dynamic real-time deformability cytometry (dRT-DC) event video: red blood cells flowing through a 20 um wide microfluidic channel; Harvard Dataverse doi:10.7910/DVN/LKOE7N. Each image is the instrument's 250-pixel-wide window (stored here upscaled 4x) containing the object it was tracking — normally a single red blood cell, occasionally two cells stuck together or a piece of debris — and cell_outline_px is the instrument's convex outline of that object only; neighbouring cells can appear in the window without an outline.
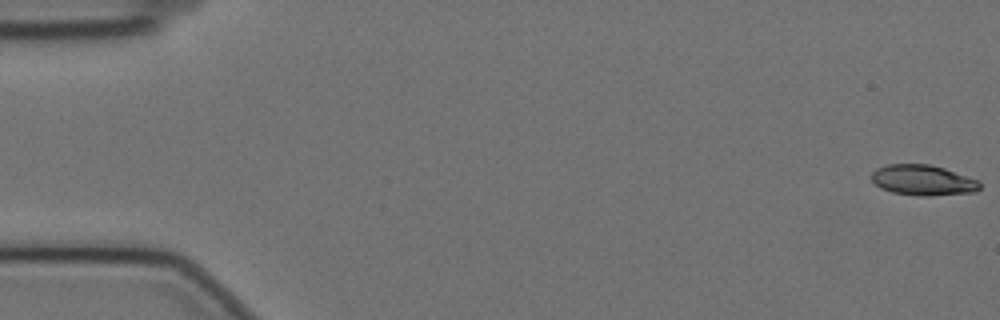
{"species": "Egyptian fruit bat (a non-hibernating species)", "species_latin": "Rousettus aegyptiacus", "temperature_condition": "cold", "stored_images_in_passage": 59, "camera_frame_rate_fps": 3000, "um_per_image_px": 0.085, "animal": {"sex": "female"}, "frame": {"image": 1, "passage_image": 1, "time_ms": 0.0, "image_size_px": [1000, 320], "cell_outline_px": [[980, 188], [976, 192], [932, 196], [920, 196], [892, 192], [880, 188], [872, 180], [872, 172], [876, 168], [888, 164], [928, 164], [944, 168], [976, 180], [980, 184]], "centroid_in_image_um": [78.42, 15.32], "position_along_channel_um": 6.6, "area_um2": 19.13}}
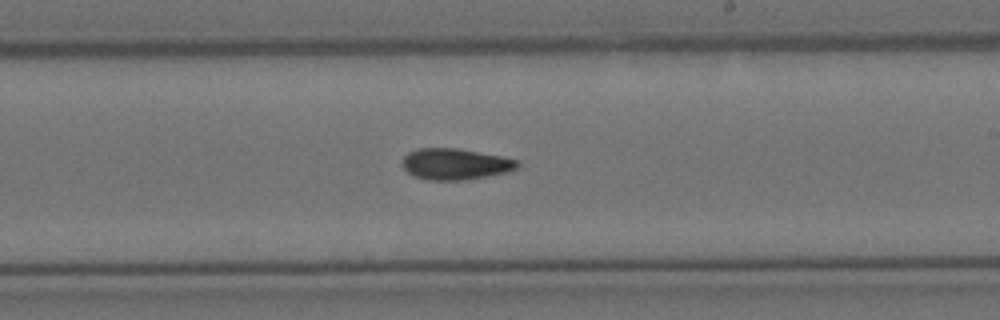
{"frame": {"image": 2, "passage_image": 34, "time_ms": 11.0, "image_size_px": [1000, 320], "cell_outline_px": [[520, 164], [516, 168], [508, 172], [488, 176], [464, 180], [428, 180], [416, 176], [408, 172], [400, 164], [404, 156], [408, 152], [416, 148], [456, 148], [500, 156], [520, 160]], "centroid_in_image_um": [38.69, 13.94], "position_along_channel_um": 250.3, "area_um2": 20.98}}
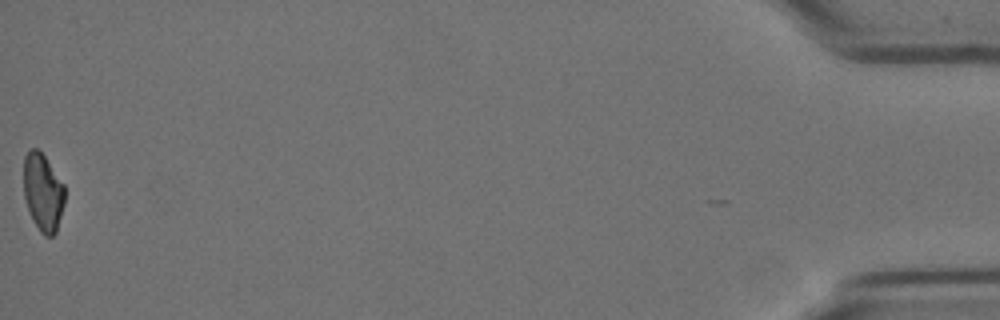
{"frame": {"image": 3, "passage_image": 58, "time_ms": 19.0, "image_size_px": [1000, 320], "cell_outline_px": [[64, 204], [56, 232], [52, 236], [44, 236], [40, 232], [28, 208], [24, 196], [24, 156], [32, 148], [36, 148], [44, 156], [64, 184]], "centroid_in_image_um": [3.65, 16.35], "position_along_channel_um": 431.5, "area_um2": 18.26}}